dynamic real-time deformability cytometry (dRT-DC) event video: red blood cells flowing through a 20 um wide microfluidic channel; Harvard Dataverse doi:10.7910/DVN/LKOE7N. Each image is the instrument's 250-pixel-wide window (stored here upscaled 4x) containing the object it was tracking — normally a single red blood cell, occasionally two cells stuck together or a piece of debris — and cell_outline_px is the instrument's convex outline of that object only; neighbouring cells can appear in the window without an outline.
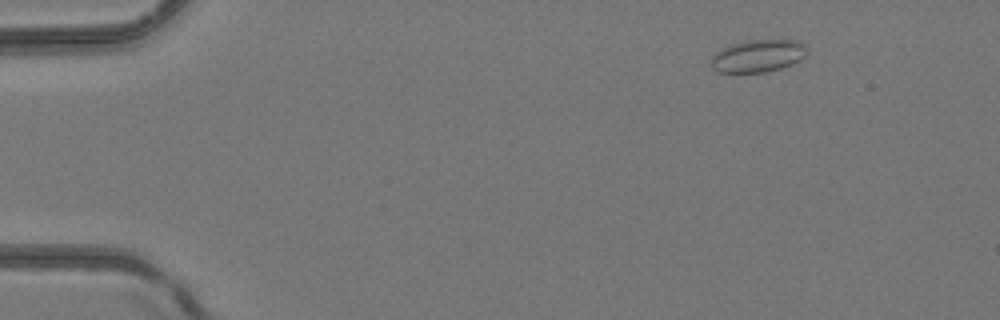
{"species": "common noctule bat (a hibernating species)", "species_latin": "Nyctalus noctula", "temperature_condition": "room temperature", "stored_images_in_passage": 4, "camera_frame_rate_fps": 3000, "um_per_image_px": 0.085, "animal": {"sex": "female", "body_mass_g": 24.6, "forearm_length_mm": 56.2}, "frame": {"image": 1, "passage_image": 2, "time_ms": 1.0, "image_size_px": [1000, 320], "cell_outline_px": [[808, 52], [800, 60], [792, 64], [780, 68], [764, 72], [716, 72], [712, 68], [712, 56], [720, 48], [732, 44], [748, 40], [796, 40], [804, 44], [808, 48]], "centroid_in_image_um": [64.44, 4.74], "position_along_channel_um": 20.6, "area_um2": 18.15}}